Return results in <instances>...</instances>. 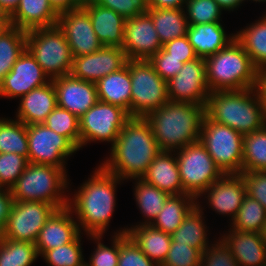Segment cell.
Masks as SVG:
<instances>
[{"mask_svg": "<svg viewBox=\"0 0 266 266\" xmlns=\"http://www.w3.org/2000/svg\"><path fill=\"white\" fill-rule=\"evenodd\" d=\"M205 114L242 135L266 125L261 98L256 88L210 92Z\"/></svg>", "mask_w": 266, "mask_h": 266, "instance_id": "cell-4", "label": "cell"}, {"mask_svg": "<svg viewBox=\"0 0 266 266\" xmlns=\"http://www.w3.org/2000/svg\"><path fill=\"white\" fill-rule=\"evenodd\" d=\"M202 254L195 248L171 242L166 260L161 266H200Z\"/></svg>", "mask_w": 266, "mask_h": 266, "instance_id": "cell-46", "label": "cell"}, {"mask_svg": "<svg viewBox=\"0 0 266 266\" xmlns=\"http://www.w3.org/2000/svg\"><path fill=\"white\" fill-rule=\"evenodd\" d=\"M187 37L198 58H207L225 48L235 34L228 36L221 22L189 25Z\"/></svg>", "mask_w": 266, "mask_h": 266, "instance_id": "cell-27", "label": "cell"}, {"mask_svg": "<svg viewBox=\"0 0 266 266\" xmlns=\"http://www.w3.org/2000/svg\"><path fill=\"white\" fill-rule=\"evenodd\" d=\"M81 247V234L68 244L46 251L42 257L48 266H83L85 260Z\"/></svg>", "mask_w": 266, "mask_h": 266, "instance_id": "cell-41", "label": "cell"}, {"mask_svg": "<svg viewBox=\"0 0 266 266\" xmlns=\"http://www.w3.org/2000/svg\"><path fill=\"white\" fill-rule=\"evenodd\" d=\"M127 60L122 48L103 46L91 54L73 57L70 74L80 80L97 83L104 76L124 67Z\"/></svg>", "mask_w": 266, "mask_h": 266, "instance_id": "cell-18", "label": "cell"}, {"mask_svg": "<svg viewBox=\"0 0 266 266\" xmlns=\"http://www.w3.org/2000/svg\"><path fill=\"white\" fill-rule=\"evenodd\" d=\"M266 171V125L243 135L242 172Z\"/></svg>", "mask_w": 266, "mask_h": 266, "instance_id": "cell-37", "label": "cell"}, {"mask_svg": "<svg viewBox=\"0 0 266 266\" xmlns=\"http://www.w3.org/2000/svg\"><path fill=\"white\" fill-rule=\"evenodd\" d=\"M27 32L11 27L0 36V82L26 49Z\"/></svg>", "mask_w": 266, "mask_h": 266, "instance_id": "cell-36", "label": "cell"}, {"mask_svg": "<svg viewBox=\"0 0 266 266\" xmlns=\"http://www.w3.org/2000/svg\"><path fill=\"white\" fill-rule=\"evenodd\" d=\"M49 2L58 14L82 6V0H49Z\"/></svg>", "mask_w": 266, "mask_h": 266, "instance_id": "cell-53", "label": "cell"}, {"mask_svg": "<svg viewBox=\"0 0 266 266\" xmlns=\"http://www.w3.org/2000/svg\"><path fill=\"white\" fill-rule=\"evenodd\" d=\"M128 229L118 230L112 236V246L104 245L101 240L103 236H89L90 239L97 243L95 251L91 254L87 266H118L119 262V235L127 233Z\"/></svg>", "mask_w": 266, "mask_h": 266, "instance_id": "cell-43", "label": "cell"}, {"mask_svg": "<svg viewBox=\"0 0 266 266\" xmlns=\"http://www.w3.org/2000/svg\"><path fill=\"white\" fill-rule=\"evenodd\" d=\"M38 256L34 243L0 236V266H30Z\"/></svg>", "mask_w": 266, "mask_h": 266, "instance_id": "cell-38", "label": "cell"}, {"mask_svg": "<svg viewBox=\"0 0 266 266\" xmlns=\"http://www.w3.org/2000/svg\"><path fill=\"white\" fill-rule=\"evenodd\" d=\"M202 210V206L197 201V205L184 218L177 230L171 234L172 242L187 244L201 254L210 244Z\"/></svg>", "mask_w": 266, "mask_h": 266, "instance_id": "cell-32", "label": "cell"}, {"mask_svg": "<svg viewBox=\"0 0 266 266\" xmlns=\"http://www.w3.org/2000/svg\"><path fill=\"white\" fill-rule=\"evenodd\" d=\"M251 25L237 31L235 39L242 45L258 69L266 66V13Z\"/></svg>", "mask_w": 266, "mask_h": 266, "instance_id": "cell-33", "label": "cell"}, {"mask_svg": "<svg viewBox=\"0 0 266 266\" xmlns=\"http://www.w3.org/2000/svg\"><path fill=\"white\" fill-rule=\"evenodd\" d=\"M93 173L75 191L74 197L68 199V208L75 213L80 232L83 230L88 236H103L116 205V187L124 180L108 173L100 165Z\"/></svg>", "mask_w": 266, "mask_h": 266, "instance_id": "cell-2", "label": "cell"}, {"mask_svg": "<svg viewBox=\"0 0 266 266\" xmlns=\"http://www.w3.org/2000/svg\"><path fill=\"white\" fill-rule=\"evenodd\" d=\"M10 152L28 160L27 125L4 117L0 118V153Z\"/></svg>", "mask_w": 266, "mask_h": 266, "instance_id": "cell-35", "label": "cell"}, {"mask_svg": "<svg viewBox=\"0 0 266 266\" xmlns=\"http://www.w3.org/2000/svg\"><path fill=\"white\" fill-rule=\"evenodd\" d=\"M162 48L170 54V57L182 59L183 63H187L198 58L187 35L167 42L162 46Z\"/></svg>", "mask_w": 266, "mask_h": 266, "instance_id": "cell-51", "label": "cell"}, {"mask_svg": "<svg viewBox=\"0 0 266 266\" xmlns=\"http://www.w3.org/2000/svg\"><path fill=\"white\" fill-rule=\"evenodd\" d=\"M131 77V117H146L166 104L167 81L155 71L149 60H127Z\"/></svg>", "mask_w": 266, "mask_h": 266, "instance_id": "cell-9", "label": "cell"}, {"mask_svg": "<svg viewBox=\"0 0 266 266\" xmlns=\"http://www.w3.org/2000/svg\"><path fill=\"white\" fill-rule=\"evenodd\" d=\"M28 160L15 153H0V187L11 189L21 176Z\"/></svg>", "mask_w": 266, "mask_h": 266, "instance_id": "cell-44", "label": "cell"}, {"mask_svg": "<svg viewBox=\"0 0 266 266\" xmlns=\"http://www.w3.org/2000/svg\"><path fill=\"white\" fill-rule=\"evenodd\" d=\"M134 195L140 212L145 221L141 224H151L163 208L165 201L170 196L167 192L146 183L141 178H135Z\"/></svg>", "mask_w": 266, "mask_h": 266, "instance_id": "cell-34", "label": "cell"}, {"mask_svg": "<svg viewBox=\"0 0 266 266\" xmlns=\"http://www.w3.org/2000/svg\"><path fill=\"white\" fill-rule=\"evenodd\" d=\"M265 222L266 209L257 200L246 194L231 223V229L260 233Z\"/></svg>", "mask_w": 266, "mask_h": 266, "instance_id": "cell-39", "label": "cell"}, {"mask_svg": "<svg viewBox=\"0 0 266 266\" xmlns=\"http://www.w3.org/2000/svg\"><path fill=\"white\" fill-rule=\"evenodd\" d=\"M20 98L16 118L25 125L43 123L57 106L56 91L52 81L34 88Z\"/></svg>", "mask_w": 266, "mask_h": 266, "instance_id": "cell-23", "label": "cell"}, {"mask_svg": "<svg viewBox=\"0 0 266 266\" xmlns=\"http://www.w3.org/2000/svg\"><path fill=\"white\" fill-rule=\"evenodd\" d=\"M127 234L138 245L141 251L152 261L161 266L167 258L172 238L151 224L127 226Z\"/></svg>", "mask_w": 266, "mask_h": 266, "instance_id": "cell-29", "label": "cell"}, {"mask_svg": "<svg viewBox=\"0 0 266 266\" xmlns=\"http://www.w3.org/2000/svg\"><path fill=\"white\" fill-rule=\"evenodd\" d=\"M196 205L197 199L190 194L170 195L151 225L171 235Z\"/></svg>", "mask_w": 266, "mask_h": 266, "instance_id": "cell-31", "label": "cell"}, {"mask_svg": "<svg viewBox=\"0 0 266 266\" xmlns=\"http://www.w3.org/2000/svg\"><path fill=\"white\" fill-rule=\"evenodd\" d=\"M96 86L99 101L119 106L131 116V77L128 61L120 70L101 78Z\"/></svg>", "mask_w": 266, "mask_h": 266, "instance_id": "cell-28", "label": "cell"}, {"mask_svg": "<svg viewBox=\"0 0 266 266\" xmlns=\"http://www.w3.org/2000/svg\"><path fill=\"white\" fill-rule=\"evenodd\" d=\"M118 266H159L150 260L127 234L119 235Z\"/></svg>", "mask_w": 266, "mask_h": 266, "instance_id": "cell-45", "label": "cell"}, {"mask_svg": "<svg viewBox=\"0 0 266 266\" xmlns=\"http://www.w3.org/2000/svg\"><path fill=\"white\" fill-rule=\"evenodd\" d=\"M68 185L67 173L62 168L28 163L10 192L13 201H40L60 210L68 207L69 197L65 193Z\"/></svg>", "mask_w": 266, "mask_h": 266, "instance_id": "cell-6", "label": "cell"}, {"mask_svg": "<svg viewBox=\"0 0 266 266\" xmlns=\"http://www.w3.org/2000/svg\"><path fill=\"white\" fill-rule=\"evenodd\" d=\"M170 101L191 102L206 107L210 94L203 58L184 63L181 70L167 81Z\"/></svg>", "mask_w": 266, "mask_h": 266, "instance_id": "cell-14", "label": "cell"}, {"mask_svg": "<svg viewBox=\"0 0 266 266\" xmlns=\"http://www.w3.org/2000/svg\"><path fill=\"white\" fill-rule=\"evenodd\" d=\"M162 46L148 13L125 20L122 49L128 60H149Z\"/></svg>", "mask_w": 266, "mask_h": 266, "instance_id": "cell-16", "label": "cell"}, {"mask_svg": "<svg viewBox=\"0 0 266 266\" xmlns=\"http://www.w3.org/2000/svg\"><path fill=\"white\" fill-rule=\"evenodd\" d=\"M199 141L224 174L242 173V134L227 125L211 120L205 114Z\"/></svg>", "mask_w": 266, "mask_h": 266, "instance_id": "cell-8", "label": "cell"}, {"mask_svg": "<svg viewBox=\"0 0 266 266\" xmlns=\"http://www.w3.org/2000/svg\"><path fill=\"white\" fill-rule=\"evenodd\" d=\"M184 8L189 25L222 21L223 9L215 0H187Z\"/></svg>", "mask_w": 266, "mask_h": 266, "instance_id": "cell-42", "label": "cell"}, {"mask_svg": "<svg viewBox=\"0 0 266 266\" xmlns=\"http://www.w3.org/2000/svg\"><path fill=\"white\" fill-rule=\"evenodd\" d=\"M220 7L225 11H233L239 8V6L244 3V0H215Z\"/></svg>", "mask_w": 266, "mask_h": 266, "instance_id": "cell-57", "label": "cell"}, {"mask_svg": "<svg viewBox=\"0 0 266 266\" xmlns=\"http://www.w3.org/2000/svg\"><path fill=\"white\" fill-rule=\"evenodd\" d=\"M149 61L154 66L156 73L165 81L173 78L183 67L182 59L170 57L163 48L154 54Z\"/></svg>", "mask_w": 266, "mask_h": 266, "instance_id": "cell-48", "label": "cell"}, {"mask_svg": "<svg viewBox=\"0 0 266 266\" xmlns=\"http://www.w3.org/2000/svg\"><path fill=\"white\" fill-rule=\"evenodd\" d=\"M0 17H10V15L5 14V13L0 9Z\"/></svg>", "mask_w": 266, "mask_h": 266, "instance_id": "cell-62", "label": "cell"}, {"mask_svg": "<svg viewBox=\"0 0 266 266\" xmlns=\"http://www.w3.org/2000/svg\"><path fill=\"white\" fill-rule=\"evenodd\" d=\"M51 81L56 91L57 106L78 118L99 101L96 83L80 80L71 74Z\"/></svg>", "mask_w": 266, "mask_h": 266, "instance_id": "cell-19", "label": "cell"}, {"mask_svg": "<svg viewBox=\"0 0 266 266\" xmlns=\"http://www.w3.org/2000/svg\"><path fill=\"white\" fill-rule=\"evenodd\" d=\"M261 98V103H262V107H263V117H264V121L266 123V96H260Z\"/></svg>", "mask_w": 266, "mask_h": 266, "instance_id": "cell-59", "label": "cell"}, {"mask_svg": "<svg viewBox=\"0 0 266 266\" xmlns=\"http://www.w3.org/2000/svg\"><path fill=\"white\" fill-rule=\"evenodd\" d=\"M244 1H245V0H244ZM249 1H250V0H249ZM251 1H253V2H254V1H255V2H263V3L266 2V0H251Z\"/></svg>", "mask_w": 266, "mask_h": 266, "instance_id": "cell-63", "label": "cell"}, {"mask_svg": "<svg viewBox=\"0 0 266 266\" xmlns=\"http://www.w3.org/2000/svg\"><path fill=\"white\" fill-rule=\"evenodd\" d=\"M147 13L162 45L187 34L189 24L184 8H149Z\"/></svg>", "mask_w": 266, "mask_h": 266, "instance_id": "cell-30", "label": "cell"}, {"mask_svg": "<svg viewBox=\"0 0 266 266\" xmlns=\"http://www.w3.org/2000/svg\"><path fill=\"white\" fill-rule=\"evenodd\" d=\"M141 179L169 195L186 194L183 191L175 152L161 151Z\"/></svg>", "mask_w": 266, "mask_h": 266, "instance_id": "cell-24", "label": "cell"}, {"mask_svg": "<svg viewBox=\"0 0 266 266\" xmlns=\"http://www.w3.org/2000/svg\"><path fill=\"white\" fill-rule=\"evenodd\" d=\"M246 194L257 200L266 209V171L242 172Z\"/></svg>", "mask_w": 266, "mask_h": 266, "instance_id": "cell-50", "label": "cell"}, {"mask_svg": "<svg viewBox=\"0 0 266 266\" xmlns=\"http://www.w3.org/2000/svg\"><path fill=\"white\" fill-rule=\"evenodd\" d=\"M58 209L40 201H13L1 237L35 244L40 230Z\"/></svg>", "mask_w": 266, "mask_h": 266, "instance_id": "cell-13", "label": "cell"}, {"mask_svg": "<svg viewBox=\"0 0 266 266\" xmlns=\"http://www.w3.org/2000/svg\"><path fill=\"white\" fill-rule=\"evenodd\" d=\"M50 81L36 59L25 49L11 71L0 82V96L20 98L34 88L46 85Z\"/></svg>", "mask_w": 266, "mask_h": 266, "instance_id": "cell-17", "label": "cell"}, {"mask_svg": "<svg viewBox=\"0 0 266 266\" xmlns=\"http://www.w3.org/2000/svg\"><path fill=\"white\" fill-rule=\"evenodd\" d=\"M99 5L112 9L124 19L147 13L149 10L147 0H102Z\"/></svg>", "mask_w": 266, "mask_h": 266, "instance_id": "cell-49", "label": "cell"}, {"mask_svg": "<svg viewBox=\"0 0 266 266\" xmlns=\"http://www.w3.org/2000/svg\"><path fill=\"white\" fill-rule=\"evenodd\" d=\"M57 25L65 34L73 57L91 54L103 47L83 6L59 14Z\"/></svg>", "mask_w": 266, "mask_h": 266, "instance_id": "cell-15", "label": "cell"}, {"mask_svg": "<svg viewBox=\"0 0 266 266\" xmlns=\"http://www.w3.org/2000/svg\"><path fill=\"white\" fill-rule=\"evenodd\" d=\"M130 118L123 108L98 101L79 118L80 149L93 141H107L112 146Z\"/></svg>", "mask_w": 266, "mask_h": 266, "instance_id": "cell-11", "label": "cell"}, {"mask_svg": "<svg viewBox=\"0 0 266 266\" xmlns=\"http://www.w3.org/2000/svg\"><path fill=\"white\" fill-rule=\"evenodd\" d=\"M204 60L210 92L256 88L257 68L236 39Z\"/></svg>", "mask_w": 266, "mask_h": 266, "instance_id": "cell-5", "label": "cell"}, {"mask_svg": "<svg viewBox=\"0 0 266 266\" xmlns=\"http://www.w3.org/2000/svg\"><path fill=\"white\" fill-rule=\"evenodd\" d=\"M72 211L66 207L57 210L40 230L35 241L39 256L46 251L73 242L80 234Z\"/></svg>", "mask_w": 266, "mask_h": 266, "instance_id": "cell-21", "label": "cell"}, {"mask_svg": "<svg viewBox=\"0 0 266 266\" xmlns=\"http://www.w3.org/2000/svg\"><path fill=\"white\" fill-rule=\"evenodd\" d=\"M175 153L183 191L197 200L224 175L200 141L186 145Z\"/></svg>", "mask_w": 266, "mask_h": 266, "instance_id": "cell-10", "label": "cell"}, {"mask_svg": "<svg viewBox=\"0 0 266 266\" xmlns=\"http://www.w3.org/2000/svg\"><path fill=\"white\" fill-rule=\"evenodd\" d=\"M102 0H82V6L99 4Z\"/></svg>", "mask_w": 266, "mask_h": 266, "instance_id": "cell-60", "label": "cell"}, {"mask_svg": "<svg viewBox=\"0 0 266 266\" xmlns=\"http://www.w3.org/2000/svg\"><path fill=\"white\" fill-rule=\"evenodd\" d=\"M256 90L259 96H266V66L257 69Z\"/></svg>", "mask_w": 266, "mask_h": 266, "instance_id": "cell-55", "label": "cell"}, {"mask_svg": "<svg viewBox=\"0 0 266 266\" xmlns=\"http://www.w3.org/2000/svg\"><path fill=\"white\" fill-rule=\"evenodd\" d=\"M28 163L62 168L65 161L79 149L65 136L59 135L43 123L27 125Z\"/></svg>", "mask_w": 266, "mask_h": 266, "instance_id": "cell-12", "label": "cell"}, {"mask_svg": "<svg viewBox=\"0 0 266 266\" xmlns=\"http://www.w3.org/2000/svg\"><path fill=\"white\" fill-rule=\"evenodd\" d=\"M110 151V157L100 166L121 180L141 178L161 152L152 128L144 117H131Z\"/></svg>", "mask_w": 266, "mask_h": 266, "instance_id": "cell-1", "label": "cell"}, {"mask_svg": "<svg viewBox=\"0 0 266 266\" xmlns=\"http://www.w3.org/2000/svg\"><path fill=\"white\" fill-rule=\"evenodd\" d=\"M20 0H0V9L8 15H11L18 7Z\"/></svg>", "mask_w": 266, "mask_h": 266, "instance_id": "cell-56", "label": "cell"}, {"mask_svg": "<svg viewBox=\"0 0 266 266\" xmlns=\"http://www.w3.org/2000/svg\"><path fill=\"white\" fill-rule=\"evenodd\" d=\"M13 204L10 189L0 187V235L4 231Z\"/></svg>", "mask_w": 266, "mask_h": 266, "instance_id": "cell-52", "label": "cell"}, {"mask_svg": "<svg viewBox=\"0 0 266 266\" xmlns=\"http://www.w3.org/2000/svg\"><path fill=\"white\" fill-rule=\"evenodd\" d=\"M83 7L88 11L93 30L102 45L122 48L126 19L112 9L99 4Z\"/></svg>", "mask_w": 266, "mask_h": 266, "instance_id": "cell-26", "label": "cell"}, {"mask_svg": "<svg viewBox=\"0 0 266 266\" xmlns=\"http://www.w3.org/2000/svg\"><path fill=\"white\" fill-rule=\"evenodd\" d=\"M26 49L50 80L71 73L73 55L58 25L28 31Z\"/></svg>", "mask_w": 266, "mask_h": 266, "instance_id": "cell-7", "label": "cell"}, {"mask_svg": "<svg viewBox=\"0 0 266 266\" xmlns=\"http://www.w3.org/2000/svg\"><path fill=\"white\" fill-rule=\"evenodd\" d=\"M260 234H261L263 241L266 244V222L264 223V226L262 227Z\"/></svg>", "mask_w": 266, "mask_h": 266, "instance_id": "cell-61", "label": "cell"}, {"mask_svg": "<svg viewBox=\"0 0 266 266\" xmlns=\"http://www.w3.org/2000/svg\"><path fill=\"white\" fill-rule=\"evenodd\" d=\"M220 240L238 266H266V244L260 233L229 229Z\"/></svg>", "mask_w": 266, "mask_h": 266, "instance_id": "cell-22", "label": "cell"}, {"mask_svg": "<svg viewBox=\"0 0 266 266\" xmlns=\"http://www.w3.org/2000/svg\"><path fill=\"white\" fill-rule=\"evenodd\" d=\"M205 107L191 102L168 101L145 119L161 151L176 152L200 138Z\"/></svg>", "mask_w": 266, "mask_h": 266, "instance_id": "cell-3", "label": "cell"}, {"mask_svg": "<svg viewBox=\"0 0 266 266\" xmlns=\"http://www.w3.org/2000/svg\"><path fill=\"white\" fill-rule=\"evenodd\" d=\"M59 14L49 0H20L10 15L11 25L26 32L56 26Z\"/></svg>", "mask_w": 266, "mask_h": 266, "instance_id": "cell-25", "label": "cell"}, {"mask_svg": "<svg viewBox=\"0 0 266 266\" xmlns=\"http://www.w3.org/2000/svg\"><path fill=\"white\" fill-rule=\"evenodd\" d=\"M206 196L209 206L220 215L231 216L233 221L246 195V185L241 174H224L213 182L198 198Z\"/></svg>", "mask_w": 266, "mask_h": 266, "instance_id": "cell-20", "label": "cell"}, {"mask_svg": "<svg viewBox=\"0 0 266 266\" xmlns=\"http://www.w3.org/2000/svg\"><path fill=\"white\" fill-rule=\"evenodd\" d=\"M149 8H184L187 0H147Z\"/></svg>", "mask_w": 266, "mask_h": 266, "instance_id": "cell-54", "label": "cell"}, {"mask_svg": "<svg viewBox=\"0 0 266 266\" xmlns=\"http://www.w3.org/2000/svg\"><path fill=\"white\" fill-rule=\"evenodd\" d=\"M43 124L67 137L78 149H80L79 118L66 109L58 106L47 116Z\"/></svg>", "mask_w": 266, "mask_h": 266, "instance_id": "cell-40", "label": "cell"}, {"mask_svg": "<svg viewBox=\"0 0 266 266\" xmlns=\"http://www.w3.org/2000/svg\"><path fill=\"white\" fill-rule=\"evenodd\" d=\"M12 27L10 17H0V36Z\"/></svg>", "mask_w": 266, "mask_h": 266, "instance_id": "cell-58", "label": "cell"}, {"mask_svg": "<svg viewBox=\"0 0 266 266\" xmlns=\"http://www.w3.org/2000/svg\"><path fill=\"white\" fill-rule=\"evenodd\" d=\"M200 266H238V264L230 250L218 239L203 251Z\"/></svg>", "mask_w": 266, "mask_h": 266, "instance_id": "cell-47", "label": "cell"}]
</instances>
